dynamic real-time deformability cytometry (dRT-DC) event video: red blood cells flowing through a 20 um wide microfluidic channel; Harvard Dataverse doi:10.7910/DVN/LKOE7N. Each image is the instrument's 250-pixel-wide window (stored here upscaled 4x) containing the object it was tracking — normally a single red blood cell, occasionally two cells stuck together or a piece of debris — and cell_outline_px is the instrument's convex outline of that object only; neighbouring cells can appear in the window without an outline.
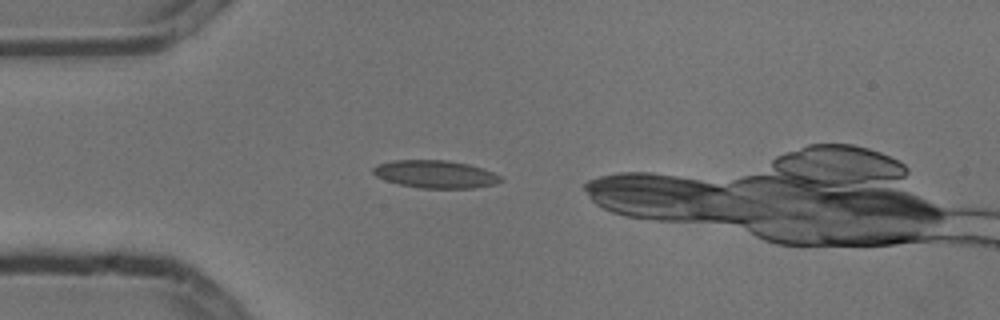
{"species": "common noctule bat (a hibernating species)", "species_latin": "Nyctalus noctula", "temperature_condition": "cold", "stored_images_in_passage": 3, "camera_frame_rate_fps": 3000, "um_per_image_px": 0.085, "animal": {"sex": "male", "body_mass_g": 13.3}, "frame": {"image": 1, "passage_image": 1, "time_ms": 0.0, "image_size_px": [1000, 320], "cell_outline_px": [[504, 180], [496, 184], [472, 188], [420, 188], [400, 184], [384, 180], [376, 176], [372, 172], [372, 168], [376, 164], [392, 160], [448, 160], [468, 164], [492, 172], [500, 176]], "centroid_in_image_um": [36.98, 14.8], "position_along_channel_um": 48.0, "area_um2": 20.63}}